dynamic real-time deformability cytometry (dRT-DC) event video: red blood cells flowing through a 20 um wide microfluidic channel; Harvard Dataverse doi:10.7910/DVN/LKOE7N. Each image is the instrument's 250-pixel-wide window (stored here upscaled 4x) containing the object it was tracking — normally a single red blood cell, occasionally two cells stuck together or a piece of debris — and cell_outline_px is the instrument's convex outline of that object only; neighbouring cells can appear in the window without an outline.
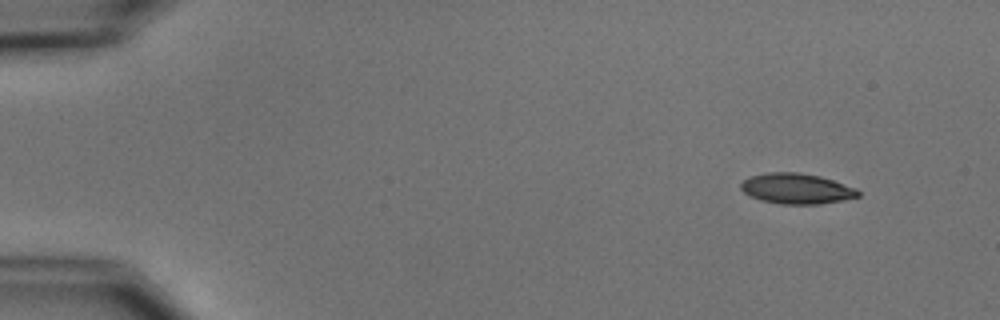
{"species": "common noctule bat (a hibernating species)", "species_latin": "Nyctalus noctula", "temperature_condition": "cold", "stored_images_in_passage": 3, "camera_frame_rate_fps": 3000, "um_per_image_px": 0.085, "animal": {"sex": "male", "body_mass_g": 15.6}, "frame": {"image": 1, "passage_image": 1, "time_ms": 0.0, "image_size_px": [1000, 320], "cell_outline_px": [[860, 196], [844, 200], [820, 204], [780, 204], [760, 200], [744, 192], [740, 188], [740, 184], [744, 180], [752, 176], [768, 172], [800, 172], [820, 176], [856, 188], [860, 192]], "centroid_in_image_um": [67.72, 16.03], "position_along_channel_um": 17.3, "area_um2": 20.81}}